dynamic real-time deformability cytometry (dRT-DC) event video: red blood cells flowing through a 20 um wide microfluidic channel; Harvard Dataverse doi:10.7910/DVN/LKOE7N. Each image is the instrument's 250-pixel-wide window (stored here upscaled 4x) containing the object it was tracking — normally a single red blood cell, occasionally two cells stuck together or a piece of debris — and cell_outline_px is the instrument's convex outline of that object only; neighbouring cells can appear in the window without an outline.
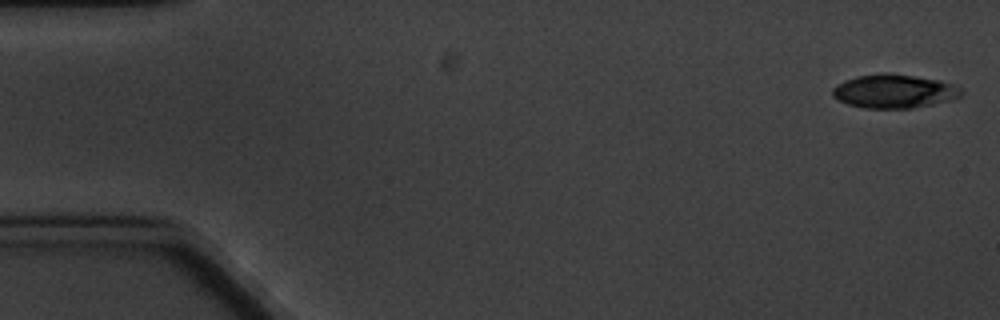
{"species": "common noctule bat (a hibernating species)", "species_latin": "Nyctalus noctula", "temperature_condition": "cold", "stored_images_in_passage": 9, "camera_frame_rate_fps": 3000, "um_per_image_px": 0.085, "animal": {"sex": "male", "body_mass_g": 20.1, "forearm_length_mm": 53.5}, "frame": {"image": 1, "passage_image": 1, "time_ms": 0.0, "image_size_px": [1000, 320], "cell_outline_px": [[964, 92], [960, 96], [952, 100], [912, 108], [864, 108], [848, 104], [832, 96], [832, 88], [836, 84], [844, 80], [856, 76], [880, 72], [888, 72], [940, 80], [952, 84], [960, 88]], "centroid_in_image_um": [75.98, 7.74], "position_along_channel_um": 9.0, "area_um2": 25.49}}
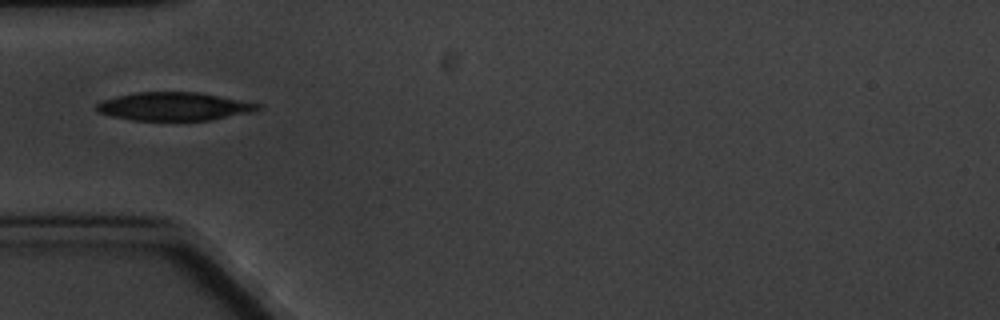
{"frame": {"image": 2, "passage_image": 6, "time_ms": 5.667, "image_size_px": [1000, 320], "cell_outline_px": [[264, 104], [260, 108], [252, 112], [208, 120], [132, 120], [112, 116], [100, 112], [96, 108], [96, 104], [104, 100], [116, 96], [136, 92], [200, 92]], "centroid_in_image_um": [14.84, 9.04], "position_along_channel_um": 70.2, "area_um2": 26.47}}
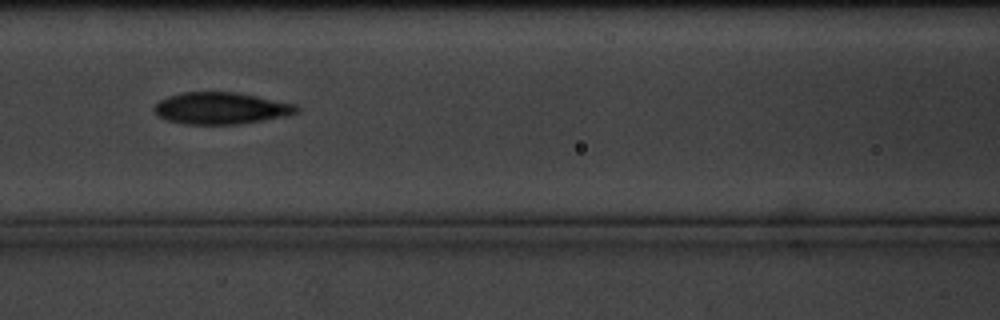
{"frame": {"image": 3, "passage_image": 8, "time_ms": 8.0, "image_size_px": [1000, 320], "cell_outline_px": [[300, 112], [284, 116], [264, 120], [236, 124], [184, 124], [168, 120], [160, 116], [152, 108], [160, 100], [168, 96], [184, 92], [236, 92], [296, 104], [300, 108]], "centroid_in_image_um": [18.81, 9.2], "position_along_channel_um": 147.8, "area_um2": 26.24}}